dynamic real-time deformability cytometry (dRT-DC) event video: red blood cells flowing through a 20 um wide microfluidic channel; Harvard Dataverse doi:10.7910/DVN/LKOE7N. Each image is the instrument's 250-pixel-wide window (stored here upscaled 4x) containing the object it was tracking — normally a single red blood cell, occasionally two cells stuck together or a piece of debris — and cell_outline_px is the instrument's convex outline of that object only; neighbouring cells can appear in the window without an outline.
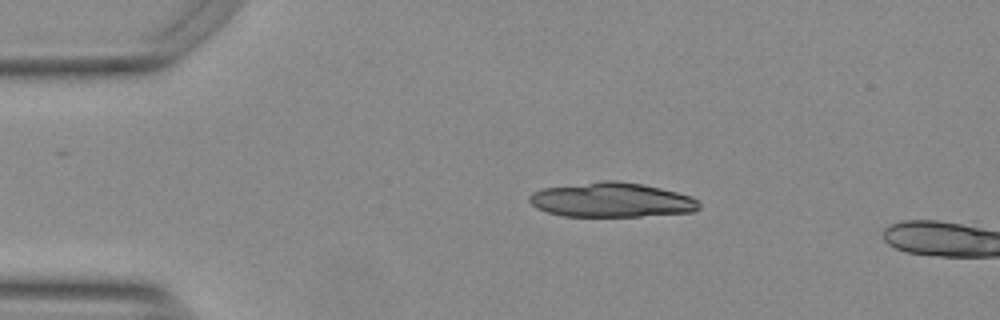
{"species": "Egyptian fruit bat (a non-hibernating species)", "species_latin": "Rousettus aegyptiacus", "temperature_condition": "warm", "stored_images_in_passage": 4, "camera_frame_rate_fps": 3000, "um_per_image_px": 0.085, "animal": {"sex": "female"}, "frame": {"image": 1, "passage_image": 1, "time_ms": 0.0, "image_size_px": [1000, 320], "cell_outline_px": [[700, 208], [692, 212], [640, 216], [564, 216], [548, 212], [536, 208], [528, 200], [528, 196], [532, 192], [544, 188], [600, 180], [616, 180], [644, 184], [692, 196], [700, 204]], "centroid_in_image_um": [51.97, 16.98], "position_along_channel_um": 33.0, "area_um2": 34.28}}